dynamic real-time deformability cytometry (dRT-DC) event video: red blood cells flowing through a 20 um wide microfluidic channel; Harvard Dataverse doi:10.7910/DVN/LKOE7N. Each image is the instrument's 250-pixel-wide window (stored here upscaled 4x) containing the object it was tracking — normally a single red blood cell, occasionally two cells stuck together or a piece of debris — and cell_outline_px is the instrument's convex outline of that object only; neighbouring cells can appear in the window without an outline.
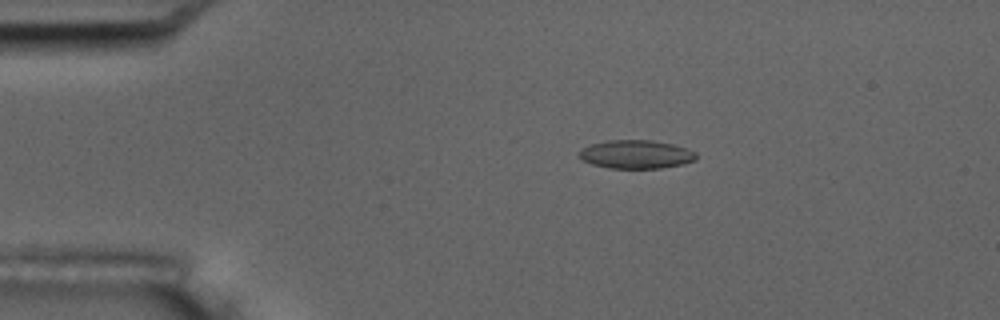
{"species": "common noctule bat (a hibernating species)", "species_latin": "Nyctalus noctula", "temperature_condition": "room temperature", "stored_images_in_passage": 7, "camera_frame_rate_fps": 3000, "um_per_image_px": 0.085, "animal": {"sex": "male", "body_mass_g": 17.5, "forearm_length_mm": 52.3}, "frame": {"image": 1, "passage_image": 3, "time_ms": 2.333, "image_size_px": [1000, 320], "cell_outline_px": [[696, 160], [684, 164], [660, 168], [608, 168], [592, 164], [576, 156], [576, 152], [592, 144], [608, 140], [652, 140], [672, 144], [688, 148], [696, 152]], "centroid_in_image_um": [54.07, 13.12], "position_along_channel_um": 30.9, "area_um2": 19.54}}
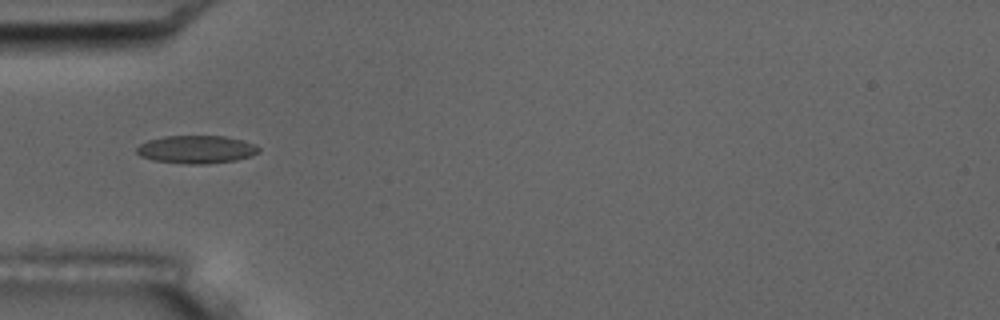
{"frame": {"image": 2, "passage_image": 5, "time_ms": 4.667, "image_size_px": [1000, 320], "cell_outline_px": [[260, 152], [236, 160], [204, 164], [184, 164], [152, 160], [140, 156], [136, 152], [136, 148], [140, 144], [148, 140], [164, 136], [224, 136], [244, 140], [260, 148]], "centroid_in_image_um": [16.66, 12.7], "position_along_channel_um": 68.3, "area_um2": 19.88}}